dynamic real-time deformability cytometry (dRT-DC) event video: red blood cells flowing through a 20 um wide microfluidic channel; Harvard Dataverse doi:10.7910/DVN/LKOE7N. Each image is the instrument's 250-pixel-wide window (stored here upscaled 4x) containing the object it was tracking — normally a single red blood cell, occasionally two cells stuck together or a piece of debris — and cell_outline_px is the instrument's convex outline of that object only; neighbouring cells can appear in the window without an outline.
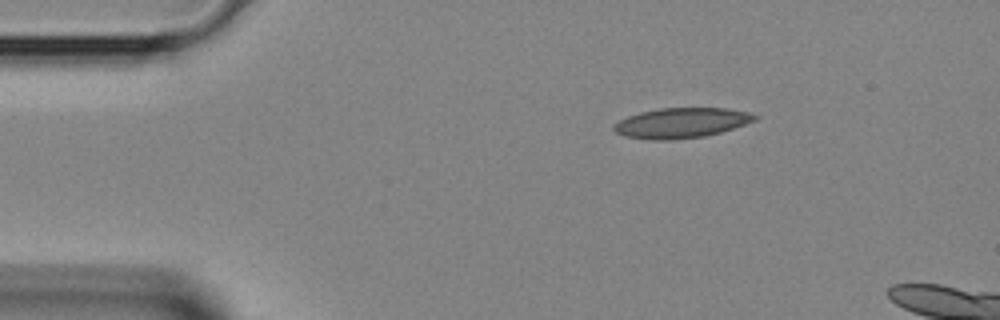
{"species": "Egyptian fruit bat (a non-hibernating species)", "species_latin": "Rousettus aegyptiacus", "temperature_condition": "room temperature", "stored_images_in_passage": 2, "camera_frame_rate_fps": 3000, "um_per_image_px": 0.085, "animal": {"sex": "female"}, "frame": {"image": 1, "passage_image": 1, "time_ms": 0.0, "image_size_px": [1000, 320], "cell_outline_px": [[760, 116], [756, 120], [720, 132], [704, 136], [672, 140], [652, 140], [624, 136], [616, 132], [612, 128], [612, 124], [628, 116], [640, 112], [660, 108], [728, 108], [748, 112]], "centroid_in_image_um": [57.89, 10.44], "position_along_channel_um": 27.1, "area_um2": 24.74}}